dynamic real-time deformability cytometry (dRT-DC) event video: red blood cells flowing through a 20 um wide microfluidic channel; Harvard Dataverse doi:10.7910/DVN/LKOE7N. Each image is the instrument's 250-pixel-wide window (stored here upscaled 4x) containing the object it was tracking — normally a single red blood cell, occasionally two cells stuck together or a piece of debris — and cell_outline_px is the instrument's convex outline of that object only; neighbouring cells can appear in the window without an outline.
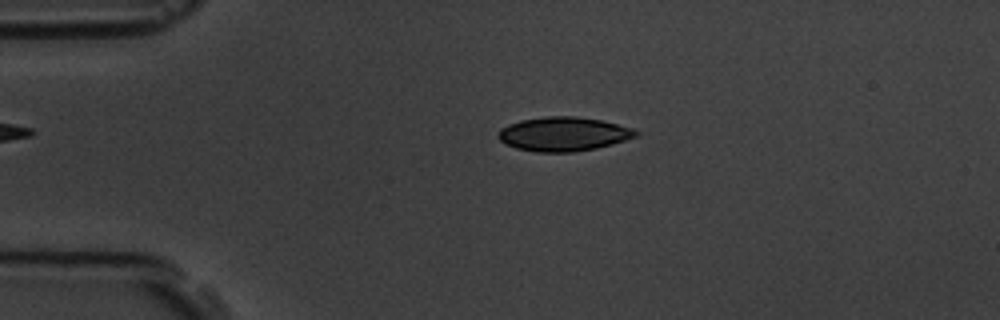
{"species": "common noctule bat (a hibernating species)", "species_latin": "Nyctalus noctula", "temperature_condition": "room temperature", "stored_images_in_passage": 5, "camera_frame_rate_fps": 3000, "um_per_image_px": 0.085, "animal": {"sex": "male", "body_mass_g": 19.5, "forearm_length_mm": 54.6}, "frame": {"image": 1, "passage_image": 3, "time_ms": 2.333, "image_size_px": [1000, 320], "cell_outline_px": [[640, 132], [636, 136], [612, 144], [596, 148], [572, 152], [536, 152], [516, 148], [504, 144], [496, 136], [500, 128], [508, 124], [520, 120], [548, 116], [576, 116], [600, 120], [632, 128]], "centroid_in_image_um": [47.84, 11.39], "position_along_channel_um": 37.2, "area_um2": 27.34}}
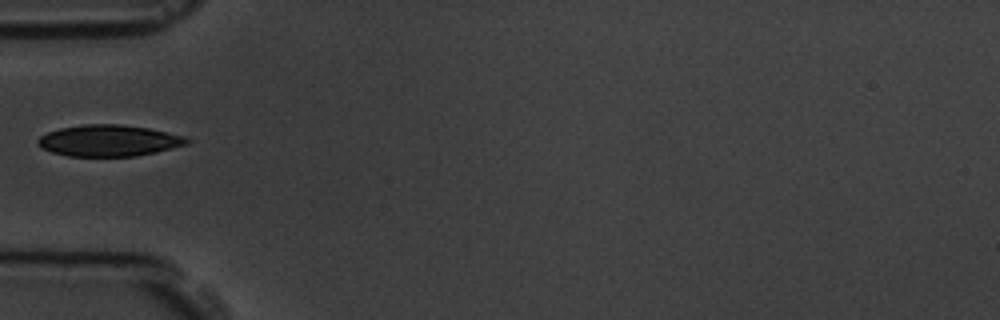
{"frame": {"image": 2, "passage_image": 4, "time_ms": 4.333, "image_size_px": [1000, 320], "cell_outline_px": [[192, 140], [188, 144], [156, 152], [136, 156], [68, 156], [52, 152], [40, 148], [36, 144], [36, 140], [40, 136], [48, 132], [60, 128], [84, 124], [116, 124], [148, 128], [184, 136]], "centroid_in_image_um": [9.23, 11.95], "position_along_channel_um": 75.8, "area_um2": 27.28}}
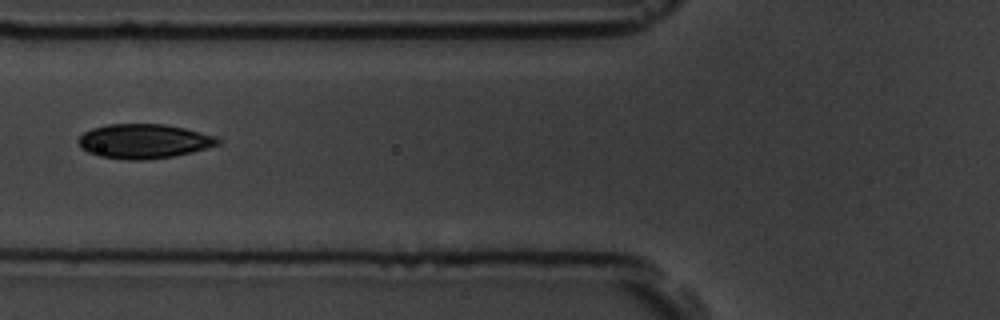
{"frame": {"image": 3, "passage_image": 5, "time_ms": 5.333, "image_size_px": [1000, 320], "cell_outline_px": [[224, 140], [220, 144], [192, 152], [172, 156], [140, 160], [128, 160], [100, 156], [88, 152], [80, 148], [76, 140], [84, 132], [92, 128], [108, 124], [164, 124], [184, 128], [216, 136]], "centroid_in_image_um": [12.23, 12.0], "position_along_channel_um": 113.6, "area_um2": 28.03}}